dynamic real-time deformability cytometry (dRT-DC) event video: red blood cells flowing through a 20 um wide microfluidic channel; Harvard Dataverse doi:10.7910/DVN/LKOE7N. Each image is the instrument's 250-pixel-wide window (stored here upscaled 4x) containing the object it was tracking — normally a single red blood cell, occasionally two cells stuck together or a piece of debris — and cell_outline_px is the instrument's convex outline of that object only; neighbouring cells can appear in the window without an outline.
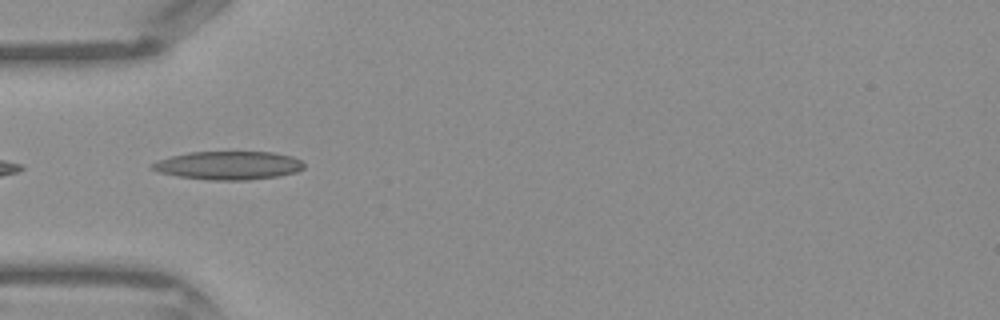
{"species": "Egyptian fruit bat (a non-hibernating species)", "species_latin": "Rousettus aegyptiacus", "temperature_condition": "warm", "stored_images_in_passage": 7, "camera_frame_rate_fps": 3000, "um_per_image_px": 0.085, "frame": {"image": 1, "passage_image": 4, "time_ms": 1.0, "image_size_px": [1000, 320], "cell_outline_px": [[304, 168], [296, 172], [280, 176], [248, 180], [208, 180], [180, 176], [160, 172], [152, 168], [152, 164], [160, 160], [172, 156], [192, 152], [272, 152], [292, 156], [300, 160], [304, 164]], "centroid_in_image_um": [19.49, 14.06], "position_along_channel_um": 65.5, "area_um2": 24.85}}